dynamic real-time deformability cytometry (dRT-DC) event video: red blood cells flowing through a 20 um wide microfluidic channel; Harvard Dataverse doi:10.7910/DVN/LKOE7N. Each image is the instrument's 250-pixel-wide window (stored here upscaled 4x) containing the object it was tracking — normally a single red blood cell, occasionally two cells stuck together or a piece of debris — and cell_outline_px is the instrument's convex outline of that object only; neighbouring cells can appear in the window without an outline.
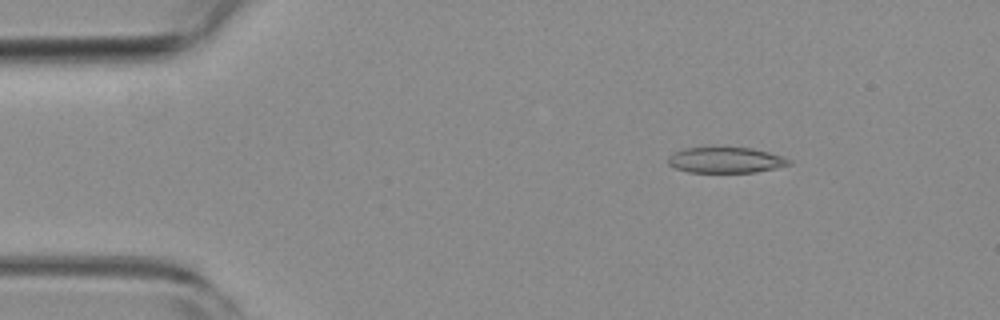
{"species": "common noctule bat (a hibernating species)", "species_latin": "Nyctalus noctula", "temperature_condition": "room temperature", "stored_images_in_passage": 53, "camera_frame_rate_fps": 3000, "um_per_image_px": 0.085, "animal": {"sex": "female", "body_mass_g": 19.3, "forearm_length_mm": 54.1}, "frame": {"image": 1, "passage_image": 8, "time_ms": 2.333, "image_size_px": [1000, 320], "cell_outline_px": [[792, 164], [776, 168], [756, 172], [688, 172], [676, 168], [668, 164], [668, 156], [684, 148], [752, 148], [784, 156], [792, 160]], "centroid_in_image_um": [61.73, 13.61], "position_along_channel_um": 23.3, "area_um2": 18.03}}
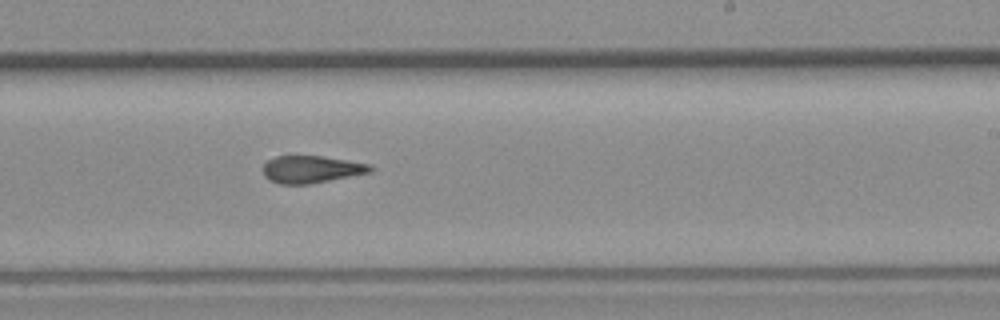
{"frame": {"image": 2, "passage_image": 32, "time_ms": 10.333, "image_size_px": [1000, 320], "cell_outline_px": [[376, 168], [372, 172], [308, 184], [280, 184], [268, 180], [264, 176], [264, 164], [268, 160], [276, 156], [320, 156], [372, 164]], "centroid_in_image_um": [26.49, 14.39], "position_along_channel_um": 262.5, "area_um2": 17.05}}
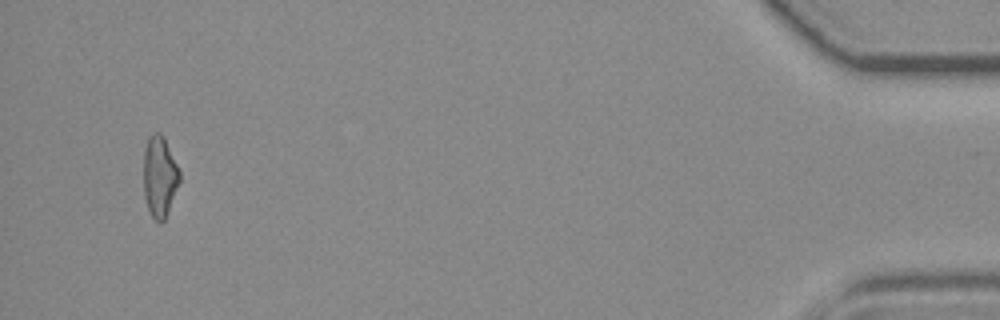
{"frame": {"image": 3, "passage_image": 51, "time_ms": 16.667, "image_size_px": [1000, 320], "cell_outline_px": [[180, 180], [168, 212], [164, 220], [160, 224], [152, 216], [148, 208], [144, 196], [144, 152], [148, 136], [152, 132], [160, 132], [164, 136], [180, 172]], "centroid_in_image_um": [13.56, 14.98], "position_along_channel_um": 421.6, "area_um2": 16.99}, "authors_computed_cell_mechanics": {"area_um2": 17.7446, "velocity_mm_per_s": 3.877, "shape_relaxation_time_tau1_ms": null, "shape_relaxation_time_tau2_ms": 3.5335, "deformation_change_tau1": null, "deformation_change_tau2": 0.1347}}